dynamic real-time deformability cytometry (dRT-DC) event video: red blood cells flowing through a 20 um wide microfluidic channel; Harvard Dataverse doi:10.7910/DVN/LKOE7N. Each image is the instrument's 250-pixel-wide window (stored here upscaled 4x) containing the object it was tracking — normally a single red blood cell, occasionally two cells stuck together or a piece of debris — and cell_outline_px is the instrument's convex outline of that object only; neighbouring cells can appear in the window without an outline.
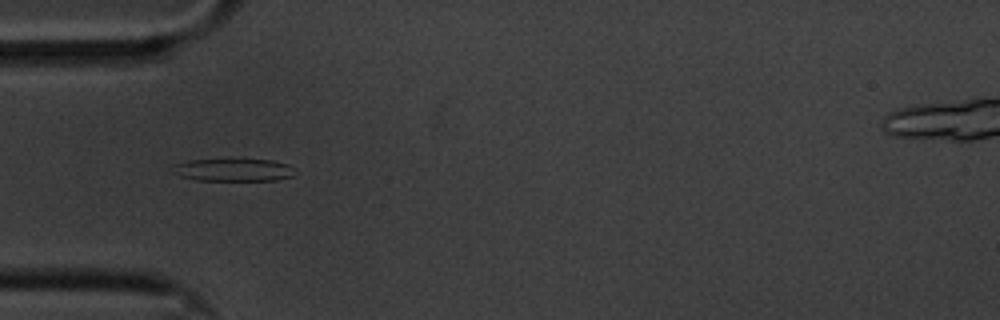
{"species": "common noctule bat (a hibernating species)", "species_latin": "Nyctalus noctula", "temperature_condition": "cold", "stored_images_in_passage": 22, "camera_frame_rate_fps": 3000, "um_per_image_px": 0.085, "animal": {"sex": "male", "body_mass_g": 20.1, "forearm_length_mm": 53.5}, "frame": {"image": 1, "passage_image": 8, "time_ms": 2.333, "image_size_px": [1000, 320], "cell_outline_px": [[292, 176], [276, 180], [196, 180], [180, 176], [168, 172], [168, 168], [176, 164], [188, 160], [272, 160], [288, 164]], "centroid_in_image_um": [19.69, 14.45], "position_along_channel_um": 65.3, "area_um2": 15.9}}
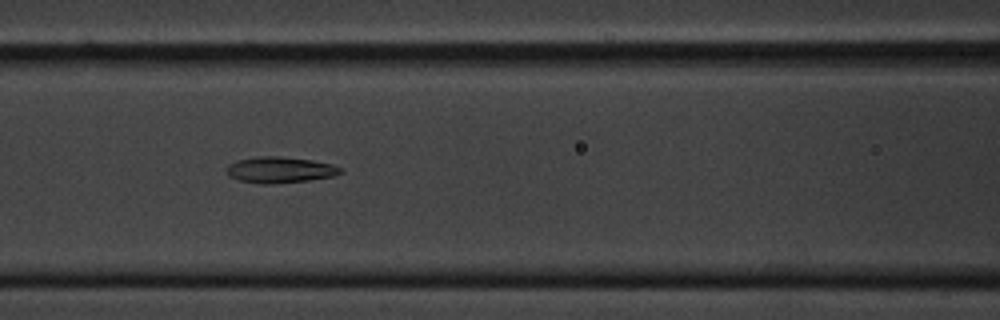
{"frame": {"image": 2, "passage_image": 15, "time_ms": 4.667, "image_size_px": [1000, 320], "cell_outline_px": [[344, 172], [332, 176], [308, 180], [268, 184], [260, 184], [240, 180], [228, 176], [228, 164], [236, 160], [256, 156], [280, 156], [312, 160], [332, 164], [344, 168]], "centroid_in_image_um": [23.81, 14.42], "position_along_channel_um": 142.8, "area_um2": 17.34}}
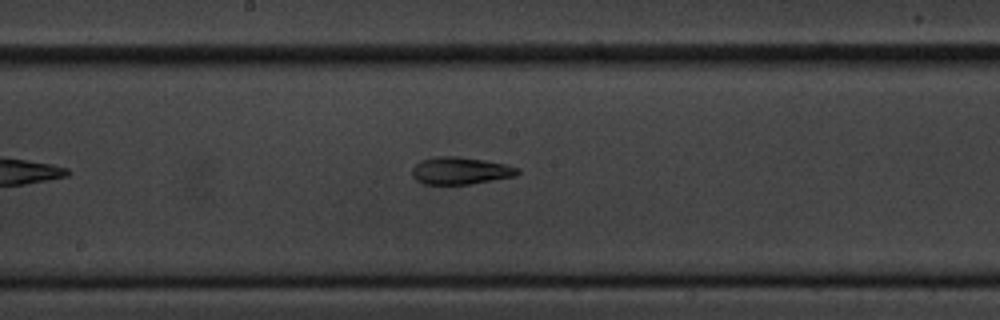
{"frame": {"image": 3, "passage_image": 21, "time_ms": 6.667, "image_size_px": [1000, 320], "cell_outline_px": [[520, 172], [516, 176], [472, 184], [424, 184], [416, 180], [412, 176], [412, 168], [420, 160], [436, 156], [460, 156], [484, 160], [504, 164], [520, 168]], "centroid_in_image_um": [39.13, 14.51], "position_along_channel_um": 209.1, "area_um2": 16.94}}